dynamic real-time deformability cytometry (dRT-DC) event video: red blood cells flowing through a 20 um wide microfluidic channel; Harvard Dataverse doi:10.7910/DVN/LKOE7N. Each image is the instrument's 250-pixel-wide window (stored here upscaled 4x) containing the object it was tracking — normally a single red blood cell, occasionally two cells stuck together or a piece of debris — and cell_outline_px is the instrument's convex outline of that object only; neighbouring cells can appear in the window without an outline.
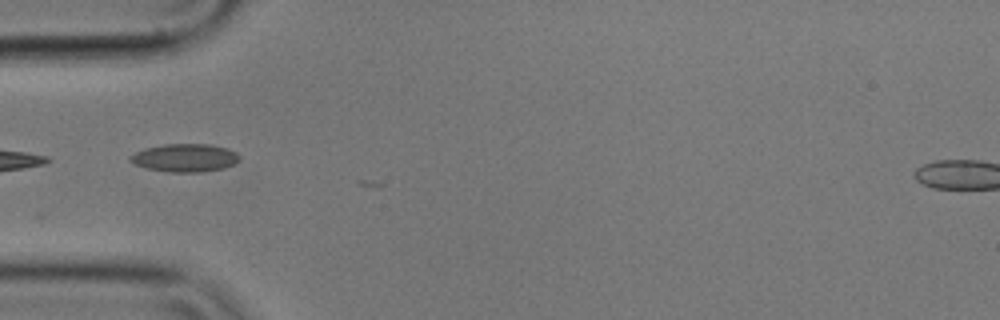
{"species": "common noctule bat (a hibernating species)", "species_latin": "Nyctalus noctula", "temperature_condition": "cold", "stored_images_in_passage": 8, "camera_frame_rate_fps": 3000, "um_per_image_px": 0.085, "animal": {"sex": "male", "body_mass_g": 17.9}, "frame": {"image": 1, "passage_image": 1, "time_ms": 0.0, "image_size_px": [1000, 320], "cell_outline_px": [[240, 160], [224, 168], [200, 172], [168, 172], [148, 168], [136, 164], [128, 160], [128, 156], [144, 148], [164, 144], [208, 144], [228, 148], [236, 152], [240, 156]], "centroid_in_image_um": [15.72, 13.41], "position_along_channel_um": 69.3, "area_um2": 17.86}}